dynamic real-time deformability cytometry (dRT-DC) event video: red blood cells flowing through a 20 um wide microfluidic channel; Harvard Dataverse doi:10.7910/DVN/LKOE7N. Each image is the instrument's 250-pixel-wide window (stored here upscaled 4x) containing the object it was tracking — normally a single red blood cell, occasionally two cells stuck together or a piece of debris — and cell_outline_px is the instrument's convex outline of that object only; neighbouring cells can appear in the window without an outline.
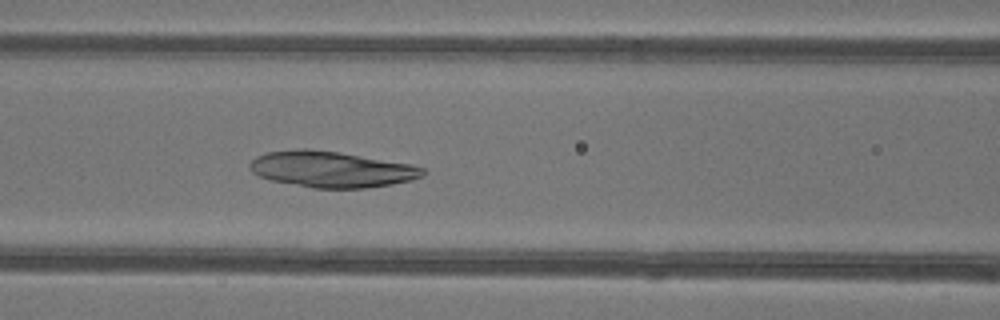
{"species": "common noctule bat (a hibernating species)", "species_latin": "Nyctalus noctula", "temperature_condition": "warm", "stored_images_in_passage": 50, "camera_frame_rate_fps": 3000, "um_per_image_px": 0.085, "animal": {"sex": "female"}, "frame": {"image": 1, "passage_image": 23, "time_ms": 7.333, "image_size_px": [1000, 320], "cell_outline_px": [[428, 172], [424, 176], [412, 180], [392, 184], [364, 188], [312, 188], [272, 180], [260, 176], [252, 172], [248, 168], [248, 164], [256, 156], [268, 152], [296, 148], [308, 148], [336, 152], [412, 164], [424, 168]], "centroid_in_image_um": [28.18, 14.39], "position_along_channel_um": 138.4, "area_um2": 36.41}}
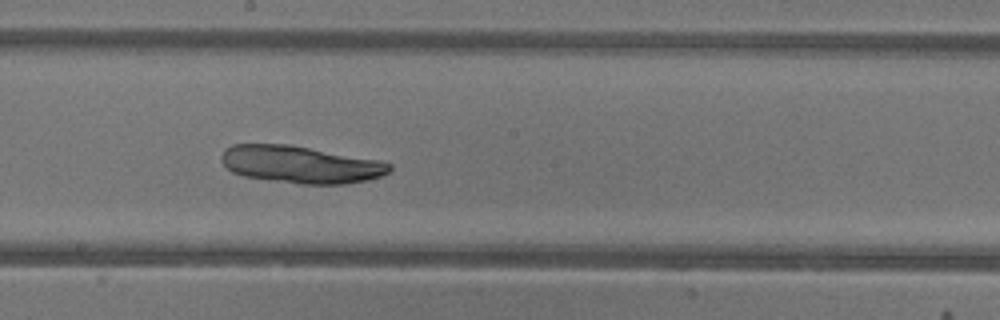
{"frame": {"image": 2, "passage_image": 29, "time_ms": 9.333, "image_size_px": [1000, 320], "cell_outline_px": [[392, 168], [388, 172], [380, 176], [368, 180], [348, 184], [300, 184], [244, 176], [232, 172], [224, 164], [220, 156], [224, 148], [232, 144], [288, 144], [376, 160], [392, 164]], "centroid_in_image_um": [25.51, 13.98], "position_along_channel_um": 222.7, "area_um2": 36.3}}
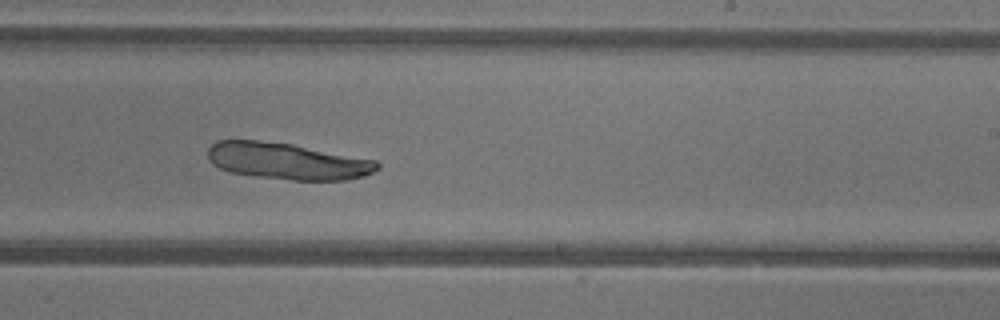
{"frame": {"image": 3, "passage_image": 32, "time_ms": 10.333, "image_size_px": [1000, 320], "cell_outline_px": [[380, 168], [364, 176], [348, 180], [292, 180], [256, 176], [228, 172], [212, 164], [208, 160], [208, 148], [216, 140], [260, 140], [292, 144], [376, 160], [380, 164]], "centroid_in_image_um": [24.41, 13.69], "position_along_channel_um": 264.6, "area_um2": 36.3}}